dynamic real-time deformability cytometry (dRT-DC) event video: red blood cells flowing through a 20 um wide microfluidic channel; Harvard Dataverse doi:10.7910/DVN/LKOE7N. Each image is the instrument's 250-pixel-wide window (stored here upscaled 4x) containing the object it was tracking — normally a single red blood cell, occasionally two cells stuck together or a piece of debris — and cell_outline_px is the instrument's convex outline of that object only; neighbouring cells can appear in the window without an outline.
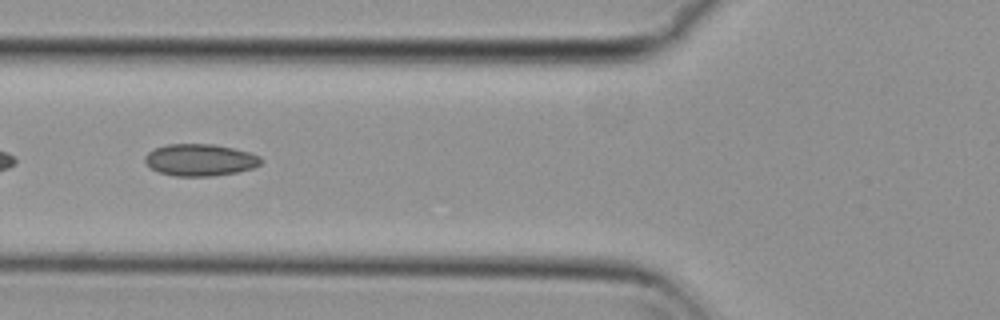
{"species": "common noctule bat (a hibernating species)", "species_latin": "Nyctalus noctula", "temperature_condition": "cold", "stored_images_in_passage": 47, "camera_frame_rate_fps": 3000, "um_per_image_px": 0.085, "animal": {"sex": "female", "body_mass_g": 29.2, "forearm_length_mm": 56.3}, "frame": {"image": 1, "passage_image": 13, "time_ms": 4.0, "image_size_px": [1000, 320], "cell_outline_px": [[264, 160], [260, 164], [252, 168], [236, 172], [212, 176], [172, 176], [160, 172], [152, 168], [144, 160], [144, 156], [148, 152], [156, 148], [168, 144], [212, 144], [232, 148], [248, 152], [260, 156]], "centroid_in_image_um": [17.01, 13.59], "position_along_channel_um": 108.8, "area_um2": 21.44}}
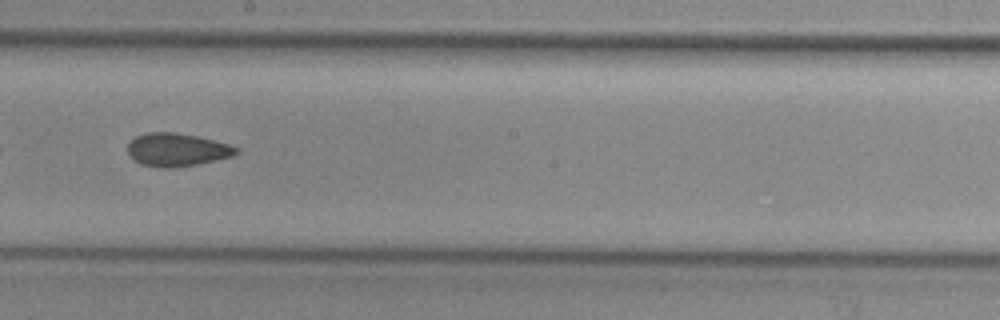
{"frame": {"image": 2, "passage_image": 23, "time_ms": 7.333, "image_size_px": [1000, 320], "cell_outline_px": [[236, 152], [232, 156], [196, 164], [176, 168], [160, 168], [140, 164], [128, 152], [128, 144], [136, 136], [148, 132], [172, 132], [196, 136], [228, 144], [236, 148]], "centroid_in_image_um": [14.99, 12.73], "position_along_channel_um": 233.2, "area_um2": 20.52}}
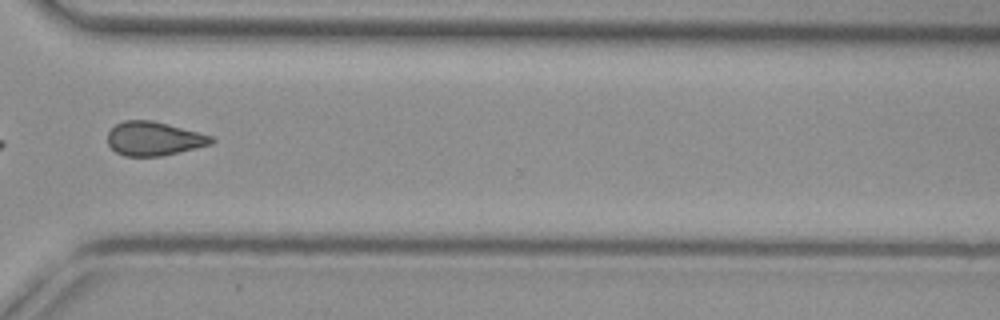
{"frame": {"image": 3, "passage_image": 33, "time_ms": 10.667, "image_size_px": [1000, 320], "cell_outline_px": [[216, 140], [212, 144], [164, 156], [124, 156], [116, 152], [108, 144], [108, 132], [116, 124], [124, 120], [152, 120], [168, 124], [212, 136]], "centroid_in_image_um": [13.09, 11.79], "position_along_channel_um": 357.5, "area_um2": 20.52}, "authors_computed_cell_mechanics": {"area_um2": 20.7502, "velocity_mm_per_s": 3.7279, "shape_relaxation_time_tau1_ms": null, "shape_relaxation_time_tau2_ms": 5.2508, "deformation_change_tau1": null, "deformation_change_tau2": 0.1209}}